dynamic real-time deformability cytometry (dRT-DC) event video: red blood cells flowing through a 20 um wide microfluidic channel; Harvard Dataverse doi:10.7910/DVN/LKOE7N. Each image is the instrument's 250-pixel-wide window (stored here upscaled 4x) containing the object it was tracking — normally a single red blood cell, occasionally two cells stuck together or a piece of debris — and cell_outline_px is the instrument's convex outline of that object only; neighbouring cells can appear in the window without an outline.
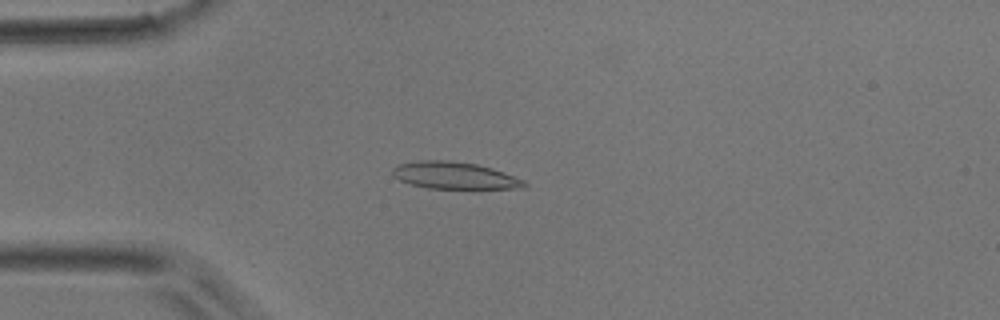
{"species": "common noctule bat (a hibernating species)", "species_latin": "Nyctalus noctula", "temperature_condition": "room temperature", "stored_images_in_passage": 49, "camera_frame_rate_fps": 3000, "um_per_image_px": 0.085, "animal": {"sex": "male", "body_mass_g": 17.9}, "frame": {"image": 1, "passage_image": 13, "time_ms": 4.0, "image_size_px": [1000, 320], "cell_outline_px": [[528, 184], [524, 188], [428, 188], [412, 184], [400, 180], [392, 176], [392, 168], [400, 164], [420, 160], [448, 160], [476, 164], [492, 168], [504, 172], [524, 180]], "centroid_in_image_um": [38.63, 14.91], "position_along_channel_um": 46.4, "area_um2": 20.58}}
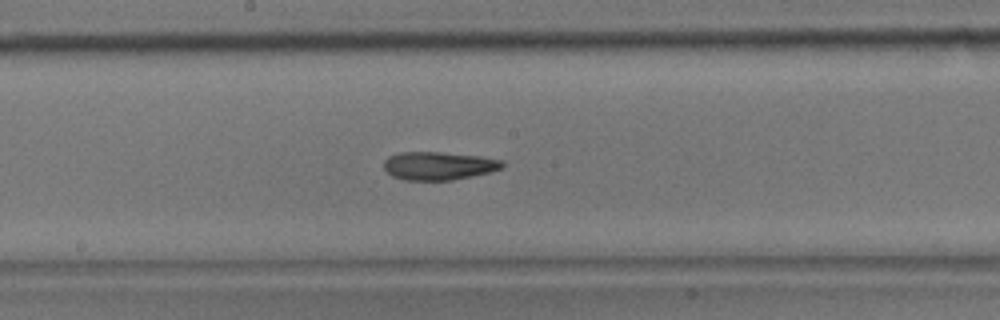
{"frame": {"image": 2, "passage_image": 26, "time_ms": 8.333, "image_size_px": [1000, 320], "cell_outline_px": [[504, 164], [500, 168], [488, 172], [472, 176], [452, 180], [404, 180], [392, 176], [384, 168], [384, 160], [388, 156], [400, 152], [440, 152], [480, 156], [504, 160]], "centroid_in_image_um": [37.26, 14.09], "position_along_channel_um": 210.9, "area_um2": 19.42}}
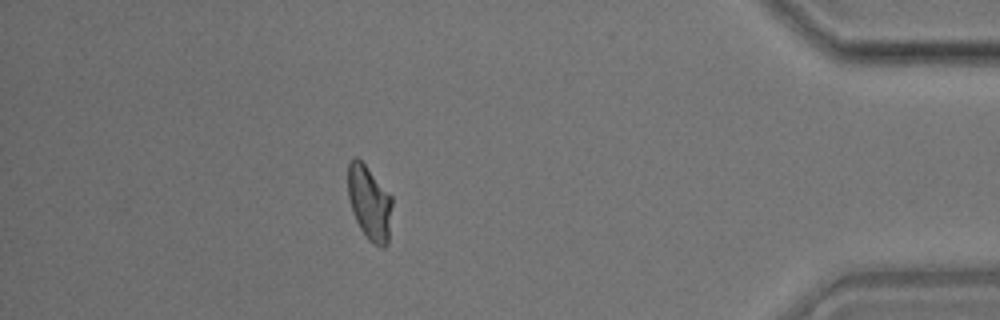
{"frame": {"image": 3, "passage_image": 43, "time_ms": 14.0, "image_size_px": [1000, 320], "cell_outline_px": [[392, 204], [388, 244], [384, 248], [380, 248], [372, 244], [368, 240], [360, 228], [352, 212], [348, 196], [348, 164], [356, 156], [364, 164], [392, 196]], "centroid_in_image_um": [31.41, 17.29], "position_along_channel_um": 403.8, "area_um2": 19.19}}